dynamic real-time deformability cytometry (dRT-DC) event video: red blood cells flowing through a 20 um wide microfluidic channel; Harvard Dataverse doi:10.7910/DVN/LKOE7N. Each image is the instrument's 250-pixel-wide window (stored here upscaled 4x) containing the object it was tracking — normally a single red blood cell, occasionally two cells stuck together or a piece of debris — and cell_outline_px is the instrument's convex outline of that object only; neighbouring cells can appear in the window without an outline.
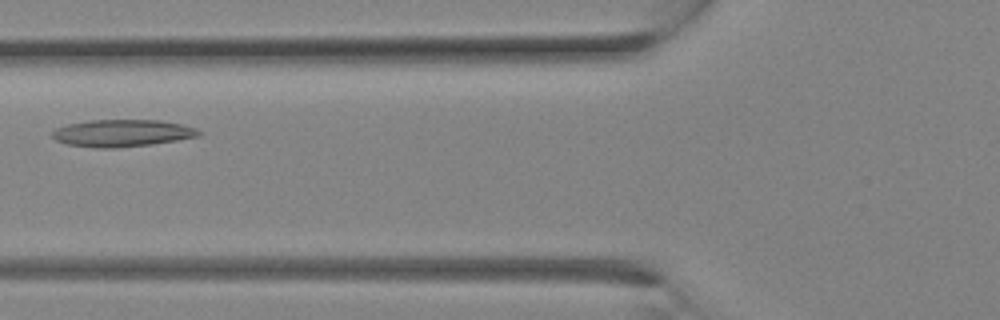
{"species": "Egyptian fruit bat (a non-hibernating species)", "species_latin": "Rousettus aegyptiacus", "temperature_condition": "room temperature", "stored_images_in_passage": 9, "camera_frame_rate_fps": 3000, "um_per_image_px": 0.085, "animal": {"sex": "female"}, "frame": {"image": 1, "passage_image": 8, "time_ms": 2.333, "image_size_px": [1000, 320], "cell_outline_px": [[200, 136], [152, 144], [116, 148], [96, 148], [68, 144], [56, 140], [52, 136], [52, 132], [56, 128], [68, 124], [88, 120], [160, 120], [184, 124], [196, 128], [200, 132]], "centroid_in_image_um": [10.4, 11.31], "position_along_channel_um": 115.4, "area_um2": 23.18}}